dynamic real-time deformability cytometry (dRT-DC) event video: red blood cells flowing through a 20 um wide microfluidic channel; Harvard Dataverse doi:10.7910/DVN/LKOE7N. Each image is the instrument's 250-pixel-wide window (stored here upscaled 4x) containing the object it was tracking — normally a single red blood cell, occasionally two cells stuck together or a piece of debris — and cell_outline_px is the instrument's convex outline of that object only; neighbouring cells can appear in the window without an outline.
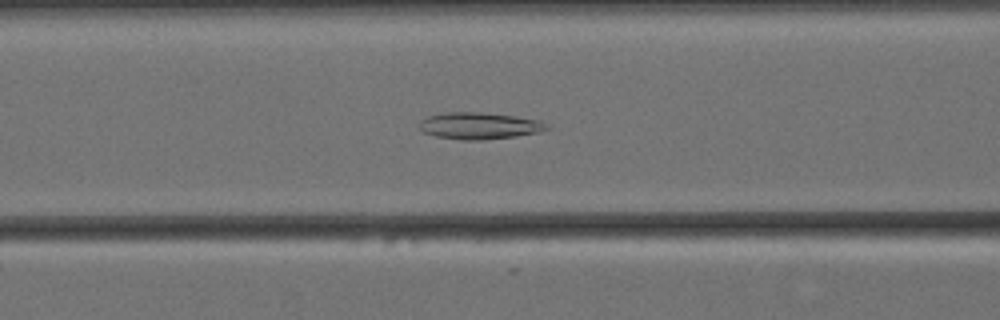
{"species": "Egyptian fruit bat (a non-hibernating species)", "species_latin": "Rousettus aegyptiacus", "temperature_condition": "cold", "stored_images_in_passage": 58, "camera_frame_rate_fps": 3000, "um_per_image_px": 0.085, "animal": {"sex": "female"}, "frame": {"image": 1, "passage_image": 22, "time_ms": 7.0, "image_size_px": [1000, 320], "cell_outline_px": [[552, 128], [540, 132], [516, 136], [484, 140], [464, 140], [436, 136], [424, 132], [416, 124], [420, 120], [428, 116], [444, 112], [480, 112], [516, 116], [540, 120], [548, 124]], "centroid_in_image_um": [40.76, 10.68], "position_along_channel_um": 125.8, "area_um2": 20.11}}
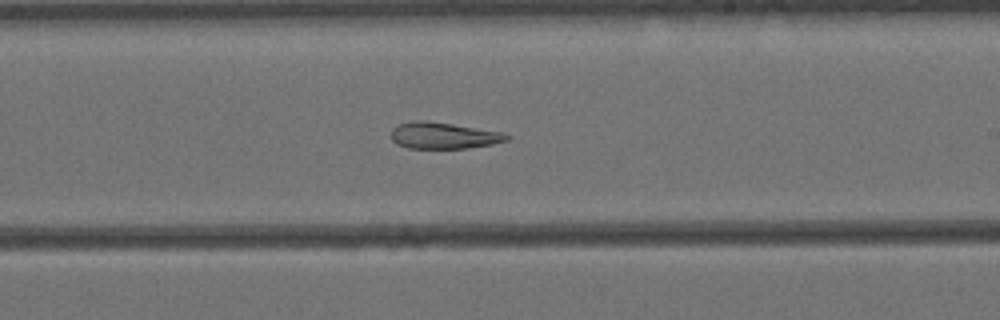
{"frame": {"image": 2, "passage_image": 33, "time_ms": 10.667, "image_size_px": [1000, 320], "cell_outline_px": [[512, 136], [508, 140], [492, 144], [468, 148], [408, 148], [396, 144], [392, 140], [392, 128], [396, 124], [412, 120], [424, 120], [452, 124], [504, 132]], "centroid_in_image_um": [37.69, 11.51], "position_along_channel_um": 251.3, "area_um2": 17.98}}
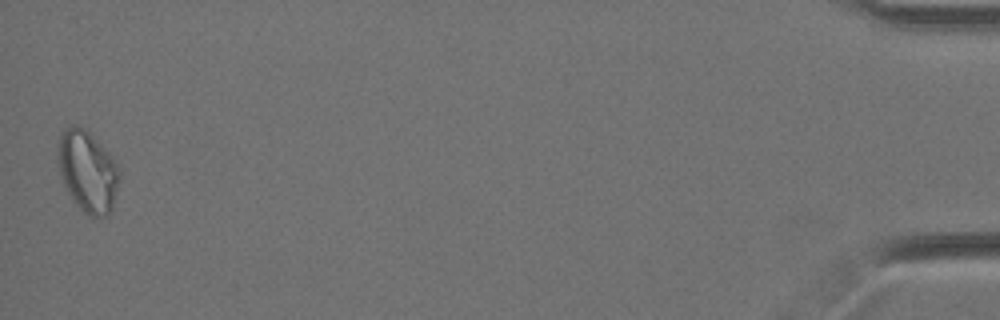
{"frame": {"image": 3, "passage_image": 57, "time_ms": 18.667, "image_size_px": [1000, 320], "cell_outline_px": [[120, 180], [112, 208], [108, 216], [88, 216], [72, 200], [64, 188], [56, 164], [56, 144], [60, 136], [72, 124], [76, 124], [84, 128], [120, 164]], "centroid_in_image_um": [7.43, 14.57], "position_along_channel_um": 427.8, "area_um2": 29.82}}